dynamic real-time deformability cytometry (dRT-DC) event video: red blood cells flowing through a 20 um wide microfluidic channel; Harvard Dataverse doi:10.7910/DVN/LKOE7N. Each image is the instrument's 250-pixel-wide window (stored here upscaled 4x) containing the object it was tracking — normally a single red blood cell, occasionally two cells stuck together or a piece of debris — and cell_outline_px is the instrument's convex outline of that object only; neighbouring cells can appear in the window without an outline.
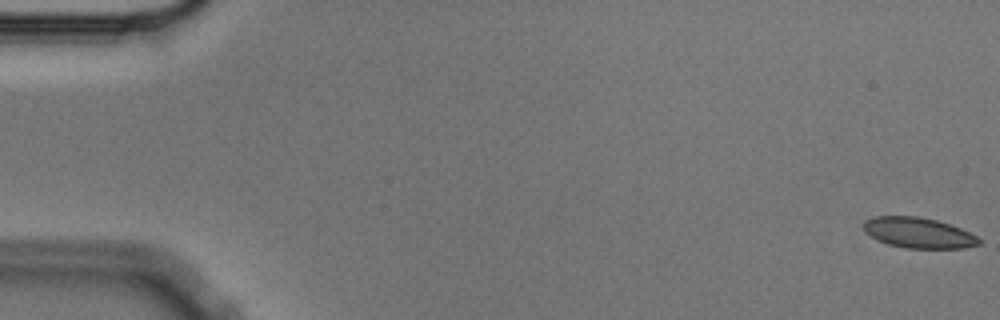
{"species": "Egyptian fruit bat (a non-hibernating species)", "species_latin": "Rousettus aegyptiacus", "temperature_condition": "cold", "stored_images_in_passage": 53, "camera_frame_rate_fps": 3000, "um_per_image_px": 0.085, "animal": {"sex": "male"}, "frame": {"image": 1, "passage_image": 1, "time_ms": 0.0, "image_size_px": [1000, 320], "cell_outline_px": [[980, 244], [964, 248], [908, 248], [888, 244], [864, 232], [864, 220], [876, 216], [920, 216], [936, 220], [960, 228], [976, 236], [980, 240]], "centroid_in_image_um": [78.06, 19.78], "position_along_channel_um": 6.9, "area_um2": 20.29}}
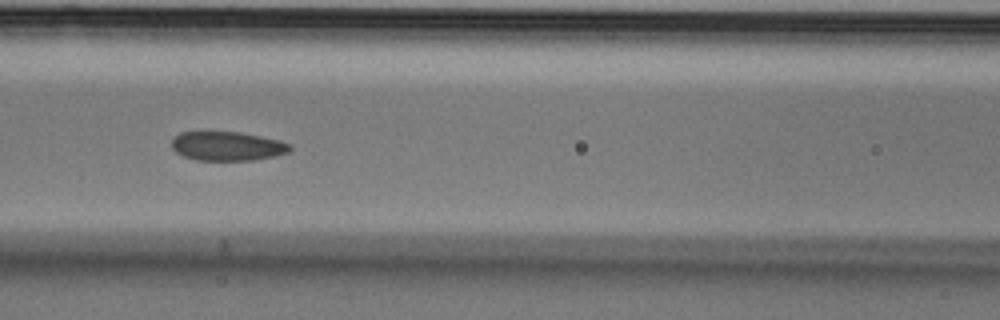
{"frame": {"image": 2, "passage_image": 25, "time_ms": 8.0, "image_size_px": [1000, 320], "cell_outline_px": [[292, 148], [288, 152], [272, 156], [252, 160], [196, 160], [184, 156], [176, 152], [172, 148], [172, 140], [180, 132], [240, 132], [280, 140], [292, 144]], "centroid_in_image_um": [19.33, 12.41], "position_along_channel_um": 147.3, "area_um2": 19.94}}
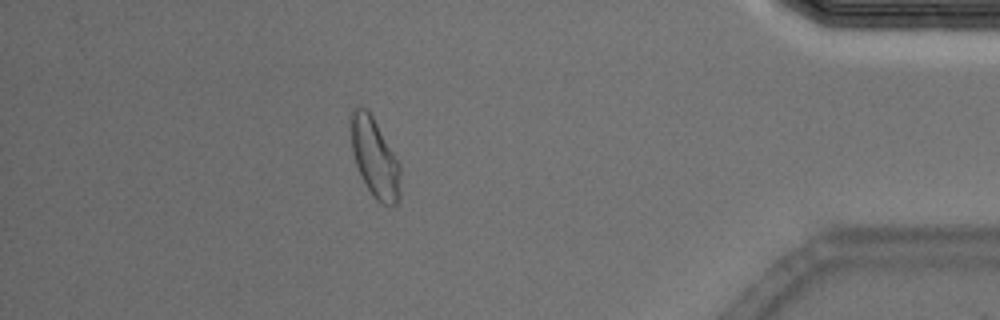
{"frame": {"image": 3, "passage_image": 50, "time_ms": 16.333, "image_size_px": [1000, 320], "cell_outline_px": [[400, 196], [396, 204], [380, 204], [372, 196], [360, 176], [352, 152], [348, 120], [348, 116], [352, 108], [368, 108], [400, 164]], "centroid_in_image_um": [31.81, 13.37], "position_along_channel_um": 403.4, "area_um2": 23.29}}